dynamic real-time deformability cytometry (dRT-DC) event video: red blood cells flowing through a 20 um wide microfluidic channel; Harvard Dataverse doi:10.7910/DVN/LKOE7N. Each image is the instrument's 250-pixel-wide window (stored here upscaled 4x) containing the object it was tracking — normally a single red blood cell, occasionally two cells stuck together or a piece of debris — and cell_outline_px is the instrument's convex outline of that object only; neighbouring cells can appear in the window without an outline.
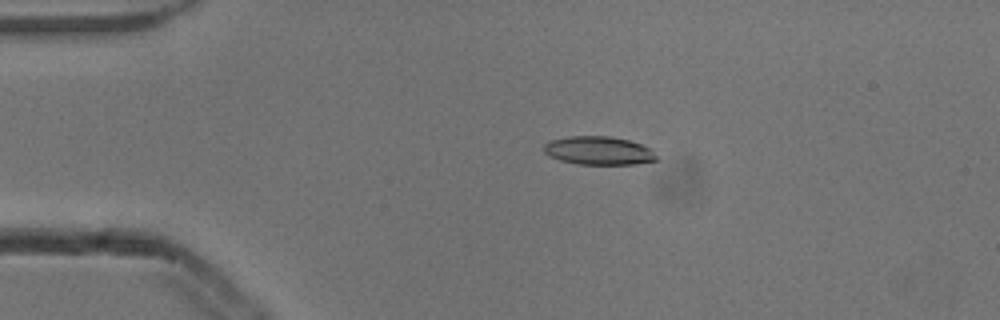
{"species": "common noctule bat (a hibernating species)", "species_latin": "Nyctalus noctula", "temperature_condition": "cold", "stored_images_in_passage": 4, "camera_frame_rate_fps": 3000, "um_per_image_px": 0.085, "animal": {"sex": "male", "body_mass_g": 13.3}, "frame": {"image": 1, "passage_image": 3, "time_ms": 0.667, "image_size_px": [1000, 320], "cell_outline_px": [[660, 160], [636, 164], [580, 164], [560, 160], [548, 156], [544, 152], [544, 144], [552, 140], [568, 136], [608, 136], [628, 140], [640, 144], [648, 148]], "centroid_in_image_um": [50.87, 12.81], "position_along_channel_um": 34.1, "area_um2": 18.5}}